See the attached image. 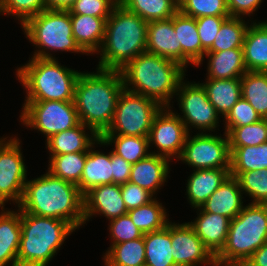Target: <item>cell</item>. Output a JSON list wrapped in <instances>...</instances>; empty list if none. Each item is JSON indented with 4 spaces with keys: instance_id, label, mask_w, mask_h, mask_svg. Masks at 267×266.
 Returning <instances> with one entry per match:
<instances>
[{
    "instance_id": "ee69618b",
    "label": "cell",
    "mask_w": 267,
    "mask_h": 266,
    "mask_svg": "<svg viewBox=\"0 0 267 266\" xmlns=\"http://www.w3.org/2000/svg\"><path fill=\"white\" fill-rule=\"evenodd\" d=\"M112 245L143 237V232L136 227L128 214L112 219L109 222Z\"/></svg>"
},
{
    "instance_id": "f907efd6",
    "label": "cell",
    "mask_w": 267,
    "mask_h": 266,
    "mask_svg": "<svg viewBox=\"0 0 267 266\" xmlns=\"http://www.w3.org/2000/svg\"><path fill=\"white\" fill-rule=\"evenodd\" d=\"M241 266H267V242L257 249Z\"/></svg>"
},
{
    "instance_id": "7bdbcfd3",
    "label": "cell",
    "mask_w": 267,
    "mask_h": 266,
    "mask_svg": "<svg viewBox=\"0 0 267 266\" xmlns=\"http://www.w3.org/2000/svg\"><path fill=\"white\" fill-rule=\"evenodd\" d=\"M223 118L225 119V127H241L262 119L252 105L242 97Z\"/></svg>"
},
{
    "instance_id": "d6986e66",
    "label": "cell",
    "mask_w": 267,
    "mask_h": 266,
    "mask_svg": "<svg viewBox=\"0 0 267 266\" xmlns=\"http://www.w3.org/2000/svg\"><path fill=\"white\" fill-rule=\"evenodd\" d=\"M173 26L181 44V66L186 68L188 63L200 66L206 50L200 42L196 19L178 11L173 16Z\"/></svg>"
},
{
    "instance_id": "44dd1931",
    "label": "cell",
    "mask_w": 267,
    "mask_h": 266,
    "mask_svg": "<svg viewBox=\"0 0 267 266\" xmlns=\"http://www.w3.org/2000/svg\"><path fill=\"white\" fill-rule=\"evenodd\" d=\"M243 191L236 177L229 175L221 186L201 205L206 212L220 214L232 220L243 209Z\"/></svg>"
},
{
    "instance_id": "f35d334b",
    "label": "cell",
    "mask_w": 267,
    "mask_h": 266,
    "mask_svg": "<svg viewBox=\"0 0 267 266\" xmlns=\"http://www.w3.org/2000/svg\"><path fill=\"white\" fill-rule=\"evenodd\" d=\"M230 147L257 146L267 142V119L241 127H226Z\"/></svg>"
},
{
    "instance_id": "681fc988",
    "label": "cell",
    "mask_w": 267,
    "mask_h": 266,
    "mask_svg": "<svg viewBox=\"0 0 267 266\" xmlns=\"http://www.w3.org/2000/svg\"><path fill=\"white\" fill-rule=\"evenodd\" d=\"M261 2L262 0H227V9L230 17L249 16L258 9Z\"/></svg>"
},
{
    "instance_id": "60d3db41",
    "label": "cell",
    "mask_w": 267,
    "mask_h": 266,
    "mask_svg": "<svg viewBox=\"0 0 267 266\" xmlns=\"http://www.w3.org/2000/svg\"><path fill=\"white\" fill-rule=\"evenodd\" d=\"M179 11L187 16H230L227 0H178Z\"/></svg>"
},
{
    "instance_id": "74e56055",
    "label": "cell",
    "mask_w": 267,
    "mask_h": 266,
    "mask_svg": "<svg viewBox=\"0 0 267 266\" xmlns=\"http://www.w3.org/2000/svg\"><path fill=\"white\" fill-rule=\"evenodd\" d=\"M243 17H228L221 25L212 46L206 52H220L233 48H243L248 25Z\"/></svg>"
},
{
    "instance_id": "484cf974",
    "label": "cell",
    "mask_w": 267,
    "mask_h": 266,
    "mask_svg": "<svg viewBox=\"0 0 267 266\" xmlns=\"http://www.w3.org/2000/svg\"><path fill=\"white\" fill-rule=\"evenodd\" d=\"M95 144H98V140L86 152L84 170L77 185L83 195L95 186L113 184L111 152L105 154L94 151L92 148Z\"/></svg>"
},
{
    "instance_id": "d4e9b609",
    "label": "cell",
    "mask_w": 267,
    "mask_h": 266,
    "mask_svg": "<svg viewBox=\"0 0 267 266\" xmlns=\"http://www.w3.org/2000/svg\"><path fill=\"white\" fill-rule=\"evenodd\" d=\"M90 130V134H86V130ZM100 137L89 127L83 123L77 126L54 134L46 140V148L50 155H62L66 153L88 152L89 148Z\"/></svg>"
},
{
    "instance_id": "4fadbf2b",
    "label": "cell",
    "mask_w": 267,
    "mask_h": 266,
    "mask_svg": "<svg viewBox=\"0 0 267 266\" xmlns=\"http://www.w3.org/2000/svg\"><path fill=\"white\" fill-rule=\"evenodd\" d=\"M0 139V207L12 200L19 205L27 181L26 165L16 137Z\"/></svg>"
},
{
    "instance_id": "6da1fadb",
    "label": "cell",
    "mask_w": 267,
    "mask_h": 266,
    "mask_svg": "<svg viewBox=\"0 0 267 266\" xmlns=\"http://www.w3.org/2000/svg\"><path fill=\"white\" fill-rule=\"evenodd\" d=\"M18 209L37 216L64 220L75 230L84 224V200L79 187L49 171L26 181Z\"/></svg>"
},
{
    "instance_id": "b9f144b4",
    "label": "cell",
    "mask_w": 267,
    "mask_h": 266,
    "mask_svg": "<svg viewBox=\"0 0 267 266\" xmlns=\"http://www.w3.org/2000/svg\"><path fill=\"white\" fill-rule=\"evenodd\" d=\"M44 10V0H0V14L15 16L21 26Z\"/></svg>"
},
{
    "instance_id": "7a4b0ae2",
    "label": "cell",
    "mask_w": 267,
    "mask_h": 266,
    "mask_svg": "<svg viewBox=\"0 0 267 266\" xmlns=\"http://www.w3.org/2000/svg\"><path fill=\"white\" fill-rule=\"evenodd\" d=\"M96 69V73H80L75 85L74 104L80 122L100 137L113 120L124 85L120 70Z\"/></svg>"
},
{
    "instance_id": "4316f807",
    "label": "cell",
    "mask_w": 267,
    "mask_h": 266,
    "mask_svg": "<svg viewBox=\"0 0 267 266\" xmlns=\"http://www.w3.org/2000/svg\"><path fill=\"white\" fill-rule=\"evenodd\" d=\"M247 71H267V21L249 25L243 42Z\"/></svg>"
},
{
    "instance_id": "7402d4cb",
    "label": "cell",
    "mask_w": 267,
    "mask_h": 266,
    "mask_svg": "<svg viewBox=\"0 0 267 266\" xmlns=\"http://www.w3.org/2000/svg\"><path fill=\"white\" fill-rule=\"evenodd\" d=\"M72 32L79 47L88 55L97 53L104 41L108 17L70 14Z\"/></svg>"
},
{
    "instance_id": "ba28073f",
    "label": "cell",
    "mask_w": 267,
    "mask_h": 266,
    "mask_svg": "<svg viewBox=\"0 0 267 266\" xmlns=\"http://www.w3.org/2000/svg\"><path fill=\"white\" fill-rule=\"evenodd\" d=\"M22 28L26 38L39 48L34 52L33 57L54 59L48 52L50 50L86 54L73 37L69 10L45 9L30 18Z\"/></svg>"
},
{
    "instance_id": "603a6c76",
    "label": "cell",
    "mask_w": 267,
    "mask_h": 266,
    "mask_svg": "<svg viewBox=\"0 0 267 266\" xmlns=\"http://www.w3.org/2000/svg\"><path fill=\"white\" fill-rule=\"evenodd\" d=\"M186 186V195L192 207L198 208L230 175V168L193 170Z\"/></svg>"
},
{
    "instance_id": "ab89813d",
    "label": "cell",
    "mask_w": 267,
    "mask_h": 266,
    "mask_svg": "<svg viewBox=\"0 0 267 266\" xmlns=\"http://www.w3.org/2000/svg\"><path fill=\"white\" fill-rule=\"evenodd\" d=\"M237 180L243 193L253 198L251 204H267V169L243 172Z\"/></svg>"
},
{
    "instance_id": "4dcf8cb0",
    "label": "cell",
    "mask_w": 267,
    "mask_h": 266,
    "mask_svg": "<svg viewBox=\"0 0 267 266\" xmlns=\"http://www.w3.org/2000/svg\"><path fill=\"white\" fill-rule=\"evenodd\" d=\"M112 143H114L115 148L112 152L130 164H135L151 154L148 153L150 147L148 137L102 134L98 139V144L102 146L112 145Z\"/></svg>"
},
{
    "instance_id": "d590c367",
    "label": "cell",
    "mask_w": 267,
    "mask_h": 266,
    "mask_svg": "<svg viewBox=\"0 0 267 266\" xmlns=\"http://www.w3.org/2000/svg\"><path fill=\"white\" fill-rule=\"evenodd\" d=\"M127 214L143 234L161 230L169 223L166 209L156 197L148 204L129 210Z\"/></svg>"
},
{
    "instance_id": "816d5d0a",
    "label": "cell",
    "mask_w": 267,
    "mask_h": 266,
    "mask_svg": "<svg viewBox=\"0 0 267 266\" xmlns=\"http://www.w3.org/2000/svg\"><path fill=\"white\" fill-rule=\"evenodd\" d=\"M76 0H44L45 9L69 10Z\"/></svg>"
},
{
    "instance_id": "8d00e7d4",
    "label": "cell",
    "mask_w": 267,
    "mask_h": 266,
    "mask_svg": "<svg viewBox=\"0 0 267 266\" xmlns=\"http://www.w3.org/2000/svg\"><path fill=\"white\" fill-rule=\"evenodd\" d=\"M48 171L56 177L78 185L86 162V152L49 155Z\"/></svg>"
},
{
    "instance_id": "30bf717a",
    "label": "cell",
    "mask_w": 267,
    "mask_h": 266,
    "mask_svg": "<svg viewBox=\"0 0 267 266\" xmlns=\"http://www.w3.org/2000/svg\"><path fill=\"white\" fill-rule=\"evenodd\" d=\"M21 111L23 125L45 134L46 140L80 123L74 101H25Z\"/></svg>"
},
{
    "instance_id": "ac0fdd59",
    "label": "cell",
    "mask_w": 267,
    "mask_h": 266,
    "mask_svg": "<svg viewBox=\"0 0 267 266\" xmlns=\"http://www.w3.org/2000/svg\"><path fill=\"white\" fill-rule=\"evenodd\" d=\"M146 52L173 60L181 65V44L173 26V17L148 22Z\"/></svg>"
},
{
    "instance_id": "5bb4252c",
    "label": "cell",
    "mask_w": 267,
    "mask_h": 266,
    "mask_svg": "<svg viewBox=\"0 0 267 266\" xmlns=\"http://www.w3.org/2000/svg\"><path fill=\"white\" fill-rule=\"evenodd\" d=\"M188 134L186 126L171 110V106L162 107L153 119L148 136L149 146L155 144L159 151L150 153L166 157L170 161L174 156L179 158Z\"/></svg>"
},
{
    "instance_id": "c3c4849f",
    "label": "cell",
    "mask_w": 267,
    "mask_h": 266,
    "mask_svg": "<svg viewBox=\"0 0 267 266\" xmlns=\"http://www.w3.org/2000/svg\"><path fill=\"white\" fill-rule=\"evenodd\" d=\"M113 183L124 184L129 182L132 164L111 151Z\"/></svg>"
},
{
    "instance_id": "52a82bcc",
    "label": "cell",
    "mask_w": 267,
    "mask_h": 266,
    "mask_svg": "<svg viewBox=\"0 0 267 266\" xmlns=\"http://www.w3.org/2000/svg\"><path fill=\"white\" fill-rule=\"evenodd\" d=\"M267 242V204H251L230 220L222 251L215 257L217 266H241Z\"/></svg>"
},
{
    "instance_id": "ffe728a7",
    "label": "cell",
    "mask_w": 267,
    "mask_h": 266,
    "mask_svg": "<svg viewBox=\"0 0 267 266\" xmlns=\"http://www.w3.org/2000/svg\"><path fill=\"white\" fill-rule=\"evenodd\" d=\"M169 161L166 157L150 154L132 164L129 182L139 185L154 196L169 177Z\"/></svg>"
},
{
    "instance_id": "bcb514c9",
    "label": "cell",
    "mask_w": 267,
    "mask_h": 266,
    "mask_svg": "<svg viewBox=\"0 0 267 266\" xmlns=\"http://www.w3.org/2000/svg\"><path fill=\"white\" fill-rule=\"evenodd\" d=\"M230 16H204L196 18L202 47L207 51L213 44L222 23Z\"/></svg>"
},
{
    "instance_id": "836d02e7",
    "label": "cell",
    "mask_w": 267,
    "mask_h": 266,
    "mask_svg": "<svg viewBox=\"0 0 267 266\" xmlns=\"http://www.w3.org/2000/svg\"><path fill=\"white\" fill-rule=\"evenodd\" d=\"M103 259L105 266H145L144 236L111 245Z\"/></svg>"
},
{
    "instance_id": "e575fe53",
    "label": "cell",
    "mask_w": 267,
    "mask_h": 266,
    "mask_svg": "<svg viewBox=\"0 0 267 266\" xmlns=\"http://www.w3.org/2000/svg\"><path fill=\"white\" fill-rule=\"evenodd\" d=\"M121 5L147 23L170 19L179 11L178 0H124Z\"/></svg>"
},
{
    "instance_id": "9a60e30c",
    "label": "cell",
    "mask_w": 267,
    "mask_h": 266,
    "mask_svg": "<svg viewBox=\"0 0 267 266\" xmlns=\"http://www.w3.org/2000/svg\"><path fill=\"white\" fill-rule=\"evenodd\" d=\"M171 251L176 266H217L215 257L205 247L189 223L171 222Z\"/></svg>"
},
{
    "instance_id": "9c48e42d",
    "label": "cell",
    "mask_w": 267,
    "mask_h": 266,
    "mask_svg": "<svg viewBox=\"0 0 267 266\" xmlns=\"http://www.w3.org/2000/svg\"><path fill=\"white\" fill-rule=\"evenodd\" d=\"M161 108L155 100L123 89L113 120L103 134L148 137L153 119Z\"/></svg>"
},
{
    "instance_id": "83f0119b",
    "label": "cell",
    "mask_w": 267,
    "mask_h": 266,
    "mask_svg": "<svg viewBox=\"0 0 267 266\" xmlns=\"http://www.w3.org/2000/svg\"><path fill=\"white\" fill-rule=\"evenodd\" d=\"M205 56L209 58L207 78H241L247 72L244 64L243 48L206 52Z\"/></svg>"
},
{
    "instance_id": "f5cc1de1",
    "label": "cell",
    "mask_w": 267,
    "mask_h": 266,
    "mask_svg": "<svg viewBox=\"0 0 267 266\" xmlns=\"http://www.w3.org/2000/svg\"><path fill=\"white\" fill-rule=\"evenodd\" d=\"M115 1L117 4H121L124 0H113Z\"/></svg>"
},
{
    "instance_id": "277c9868",
    "label": "cell",
    "mask_w": 267,
    "mask_h": 266,
    "mask_svg": "<svg viewBox=\"0 0 267 266\" xmlns=\"http://www.w3.org/2000/svg\"><path fill=\"white\" fill-rule=\"evenodd\" d=\"M148 23L117 4L106 20L97 68L120 70L137 55L146 52Z\"/></svg>"
},
{
    "instance_id": "2e32d148",
    "label": "cell",
    "mask_w": 267,
    "mask_h": 266,
    "mask_svg": "<svg viewBox=\"0 0 267 266\" xmlns=\"http://www.w3.org/2000/svg\"><path fill=\"white\" fill-rule=\"evenodd\" d=\"M84 223L93 215H103L112 220L126 215L128 210L121 195L120 184H105L91 188L83 195Z\"/></svg>"
},
{
    "instance_id": "e0dca14e",
    "label": "cell",
    "mask_w": 267,
    "mask_h": 266,
    "mask_svg": "<svg viewBox=\"0 0 267 266\" xmlns=\"http://www.w3.org/2000/svg\"><path fill=\"white\" fill-rule=\"evenodd\" d=\"M194 222H188L196 232V235L204 243L205 247L216 257L224 248L230 219L226 216L203 211L200 207Z\"/></svg>"
},
{
    "instance_id": "f6af8a7d",
    "label": "cell",
    "mask_w": 267,
    "mask_h": 266,
    "mask_svg": "<svg viewBox=\"0 0 267 266\" xmlns=\"http://www.w3.org/2000/svg\"><path fill=\"white\" fill-rule=\"evenodd\" d=\"M117 3L113 0H76L69 9L70 14L109 17Z\"/></svg>"
},
{
    "instance_id": "7c38bea8",
    "label": "cell",
    "mask_w": 267,
    "mask_h": 266,
    "mask_svg": "<svg viewBox=\"0 0 267 266\" xmlns=\"http://www.w3.org/2000/svg\"><path fill=\"white\" fill-rule=\"evenodd\" d=\"M180 93V94H179ZM179 108L182 116L176 113L186 126L199 129V131H213L219 123V115L215 107L209 101L203 86L198 83H185L183 80L179 83L177 92ZM190 126V127H189ZM192 126V127H191Z\"/></svg>"
},
{
    "instance_id": "f1b7e54d",
    "label": "cell",
    "mask_w": 267,
    "mask_h": 266,
    "mask_svg": "<svg viewBox=\"0 0 267 266\" xmlns=\"http://www.w3.org/2000/svg\"><path fill=\"white\" fill-rule=\"evenodd\" d=\"M207 97L218 114L225 117L233 105L242 97L240 78L214 79L207 78L206 83H200Z\"/></svg>"
},
{
    "instance_id": "f546056e",
    "label": "cell",
    "mask_w": 267,
    "mask_h": 266,
    "mask_svg": "<svg viewBox=\"0 0 267 266\" xmlns=\"http://www.w3.org/2000/svg\"><path fill=\"white\" fill-rule=\"evenodd\" d=\"M143 236L146 266H176L171 251V222L163 229Z\"/></svg>"
},
{
    "instance_id": "d6a6232c",
    "label": "cell",
    "mask_w": 267,
    "mask_h": 266,
    "mask_svg": "<svg viewBox=\"0 0 267 266\" xmlns=\"http://www.w3.org/2000/svg\"><path fill=\"white\" fill-rule=\"evenodd\" d=\"M240 82L242 98L267 119V71H247Z\"/></svg>"
},
{
    "instance_id": "8992f818",
    "label": "cell",
    "mask_w": 267,
    "mask_h": 266,
    "mask_svg": "<svg viewBox=\"0 0 267 266\" xmlns=\"http://www.w3.org/2000/svg\"><path fill=\"white\" fill-rule=\"evenodd\" d=\"M79 71L61 66L56 58L32 57L16 71L26 89L25 101H74Z\"/></svg>"
},
{
    "instance_id": "7dc6e473",
    "label": "cell",
    "mask_w": 267,
    "mask_h": 266,
    "mask_svg": "<svg viewBox=\"0 0 267 266\" xmlns=\"http://www.w3.org/2000/svg\"><path fill=\"white\" fill-rule=\"evenodd\" d=\"M121 195L128 211L148 204L154 199L150 192L131 182L121 184Z\"/></svg>"
},
{
    "instance_id": "1f68e13d",
    "label": "cell",
    "mask_w": 267,
    "mask_h": 266,
    "mask_svg": "<svg viewBox=\"0 0 267 266\" xmlns=\"http://www.w3.org/2000/svg\"><path fill=\"white\" fill-rule=\"evenodd\" d=\"M230 175L238 177L251 170L267 169V142L246 147H230Z\"/></svg>"
},
{
    "instance_id": "3957f363",
    "label": "cell",
    "mask_w": 267,
    "mask_h": 266,
    "mask_svg": "<svg viewBox=\"0 0 267 266\" xmlns=\"http://www.w3.org/2000/svg\"><path fill=\"white\" fill-rule=\"evenodd\" d=\"M185 71L179 63L149 52L120 69L125 90L151 98L162 107H170Z\"/></svg>"
},
{
    "instance_id": "8fae6325",
    "label": "cell",
    "mask_w": 267,
    "mask_h": 266,
    "mask_svg": "<svg viewBox=\"0 0 267 266\" xmlns=\"http://www.w3.org/2000/svg\"><path fill=\"white\" fill-rule=\"evenodd\" d=\"M215 136L210 133L188 134L178 159L194 167V170L230 168V145L226 133Z\"/></svg>"
},
{
    "instance_id": "5b68a950",
    "label": "cell",
    "mask_w": 267,
    "mask_h": 266,
    "mask_svg": "<svg viewBox=\"0 0 267 266\" xmlns=\"http://www.w3.org/2000/svg\"><path fill=\"white\" fill-rule=\"evenodd\" d=\"M73 231L64 220L21 212L18 266H47Z\"/></svg>"
},
{
    "instance_id": "cb8c5ba5",
    "label": "cell",
    "mask_w": 267,
    "mask_h": 266,
    "mask_svg": "<svg viewBox=\"0 0 267 266\" xmlns=\"http://www.w3.org/2000/svg\"><path fill=\"white\" fill-rule=\"evenodd\" d=\"M0 212V266H18L17 255L21 239V211ZM9 263V264H8Z\"/></svg>"
}]
</instances>
